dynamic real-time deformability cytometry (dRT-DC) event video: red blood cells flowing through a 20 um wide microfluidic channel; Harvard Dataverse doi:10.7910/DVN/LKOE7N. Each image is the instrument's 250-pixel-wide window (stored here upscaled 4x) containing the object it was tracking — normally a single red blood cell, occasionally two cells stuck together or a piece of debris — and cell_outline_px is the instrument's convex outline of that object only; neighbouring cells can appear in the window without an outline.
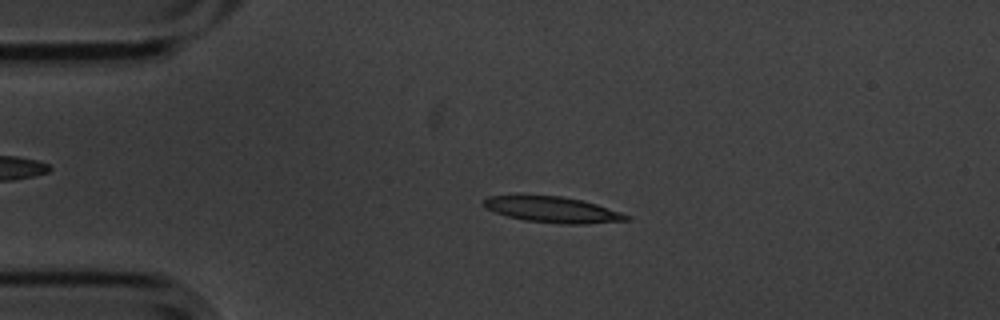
{"species": "common noctule bat (a hibernating species)", "species_latin": "Nyctalus noctula", "temperature_condition": "cold", "stored_images_in_passage": 54, "camera_frame_rate_fps": 3000, "um_per_image_px": 0.085, "animal": {"sex": "male", "body_mass_g": 20.1, "forearm_length_mm": 53.5}, "frame": {"image": 1, "passage_image": 11, "time_ms": 3.333, "image_size_px": [1000, 320], "cell_outline_px": [[632, 220], [584, 224], [560, 224], [524, 220], [508, 216], [496, 212], [488, 208], [484, 204], [484, 200], [488, 196], [564, 196], [596, 204], [620, 212], [628, 216]], "centroid_in_image_um": [47.02, 17.83], "position_along_channel_um": 38.0, "area_um2": 21.1}}
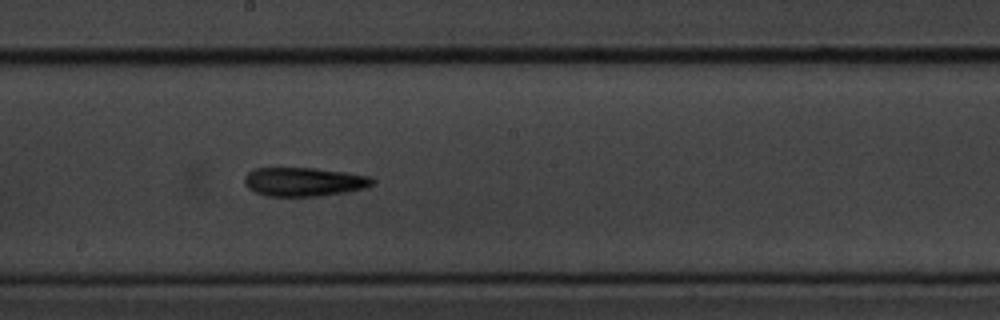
{"frame": {"image": 2, "passage_image": 29, "time_ms": 9.333, "image_size_px": [1000, 320], "cell_outline_px": [[376, 180], [372, 184], [364, 188], [344, 192], [320, 196], [268, 196], [256, 192], [248, 188], [244, 184], [244, 176], [248, 172], [256, 168], [316, 168], [344, 172], [368, 176]], "centroid_in_image_um": [25.8, 15.45], "position_along_channel_um": 222.4, "area_um2": 21.39}}
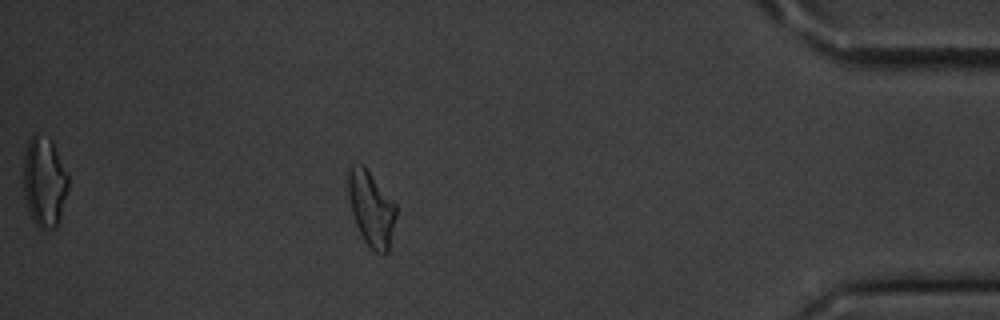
{"frame": {"image": 3, "passage_image": 48, "time_ms": 15.667, "image_size_px": [1000, 320], "cell_outline_px": [[396, 216], [388, 252], [384, 256], [376, 252], [364, 240], [356, 224], [352, 212], [348, 192], [348, 172], [352, 164], [364, 164], [396, 204]], "centroid_in_image_um": [31.57, 17.71], "position_along_channel_um": 403.6, "area_um2": 20.81}, "authors_computed_cell_mechanics": {"area_um2": 20.8369, "velocity_mm_per_s": 3.5592, "shape_relaxation_time_tau1_ms": 7.337, "shape_relaxation_time_tau2_ms": 3.8352, "deformation_change_tau1": 0.183, "deformation_change_tau2": 0.1342}}